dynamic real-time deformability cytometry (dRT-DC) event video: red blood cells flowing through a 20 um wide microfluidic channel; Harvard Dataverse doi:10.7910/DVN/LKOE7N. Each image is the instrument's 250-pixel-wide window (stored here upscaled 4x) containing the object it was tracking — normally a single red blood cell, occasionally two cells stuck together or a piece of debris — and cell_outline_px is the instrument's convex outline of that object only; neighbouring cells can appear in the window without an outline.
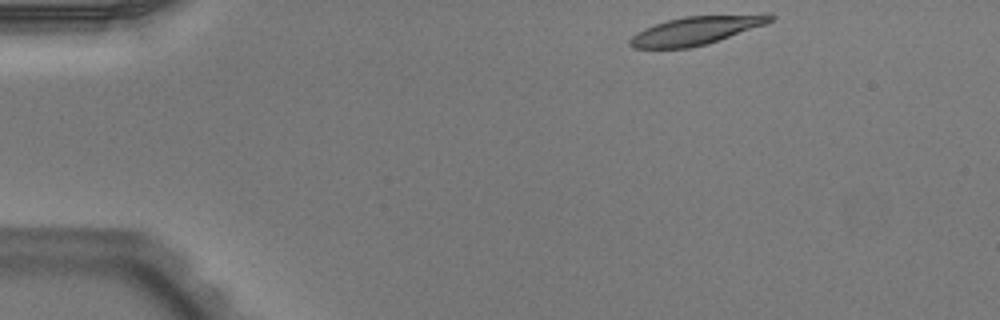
{"species": "Egyptian fruit bat (a non-hibernating species)", "species_latin": "Rousettus aegyptiacus", "temperature_condition": "warm", "stored_images_in_passage": 45, "camera_frame_rate_fps": 3000, "um_per_image_px": 0.085, "animal": {"sex": "male"}, "frame": {"image": 1, "passage_image": 1, "time_ms": 0.0, "image_size_px": [1000, 320], "cell_outline_px": [[776, 16], [772, 20], [764, 24], [708, 44], [688, 48], [632, 48], [628, 44], [628, 40], [636, 32], [644, 28], [668, 20], [684, 16], [764, 12]], "centroid_in_image_um": [59.2, 2.56], "position_along_channel_um": 25.8, "area_um2": 23.58}}
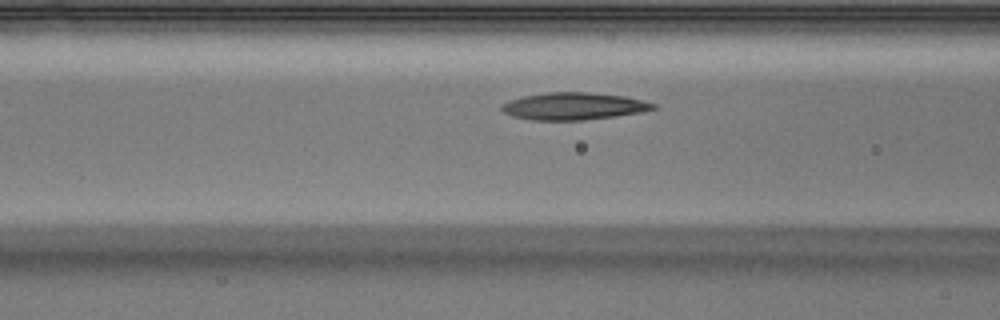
{"frame": {"image": 2, "passage_image": 14, "time_ms": 4.333, "image_size_px": [1000, 320], "cell_outline_px": [[660, 108], [640, 112], [616, 116], [580, 120], [532, 120], [512, 116], [504, 112], [500, 108], [500, 104], [508, 100], [524, 96], [548, 92], [588, 92], [624, 96], [656, 104]], "centroid_in_image_um": [48.74, 9.02], "position_along_channel_um": 117.9, "area_um2": 24.04}}
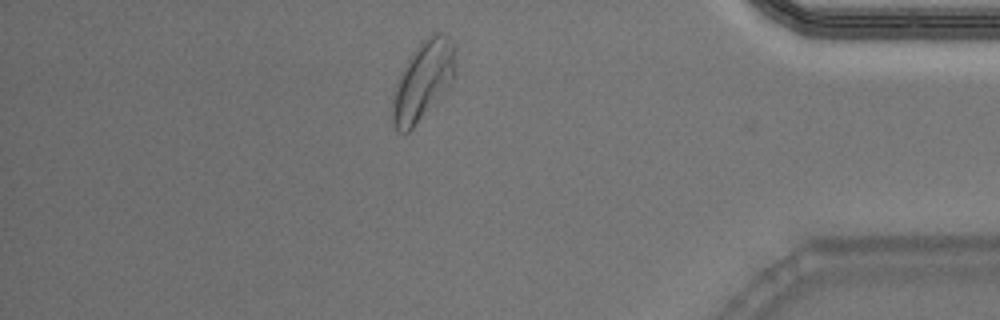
{"frame": {"image": 3, "passage_image": 38, "time_ms": 12.333, "image_size_px": [1000, 320], "cell_outline_px": [[452, 80], [412, 128], [408, 132], [400, 132], [396, 128], [392, 120], [392, 92], [396, 80], [400, 72], [412, 52], [428, 36], [436, 32], [440, 32], [452, 44]], "centroid_in_image_um": [35.84, 6.88], "position_along_channel_um": 399.4, "area_um2": 27.46}, "authors_computed_cell_mechanics": {"area_um2": 23.987, "velocity_mm_per_s": 3.9113, "shape_relaxation_time_tau1_ms": 9.1588, "shape_relaxation_time_tau2_ms": 3.8348, "deformation_change_tau1": 0.2605, "deformation_change_tau2": 0.1107}}